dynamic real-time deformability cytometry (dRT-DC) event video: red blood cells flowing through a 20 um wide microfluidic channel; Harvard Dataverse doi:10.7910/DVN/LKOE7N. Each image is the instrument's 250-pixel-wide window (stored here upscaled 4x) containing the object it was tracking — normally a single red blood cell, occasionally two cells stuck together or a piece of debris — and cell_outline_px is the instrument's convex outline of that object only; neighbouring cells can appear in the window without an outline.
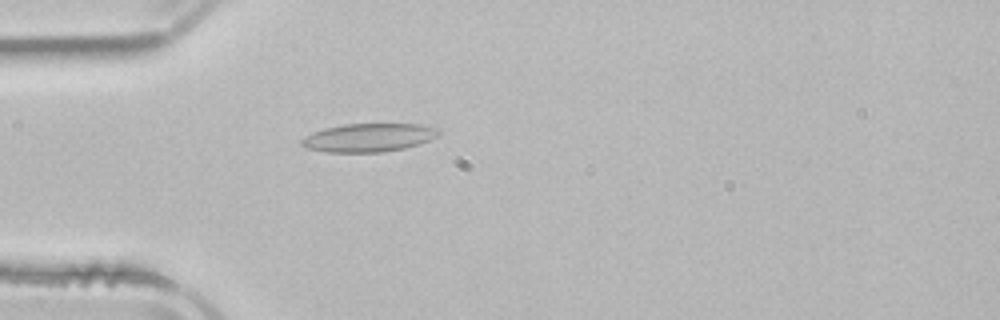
{"species": "common noctule bat (a hibernating species)", "species_latin": "Nyctalus noctula", "temperature_condition": "room temperature", "stored_images_in_passage": 38, "camera_frame_rate_fps": 3000, "um_per_image_px": 0.085, "animal": {"sex": "male", "body_mass_g": 21.5, "forearm_length_mm": 52.0}, "frame": {"image": 1, "passage_image": 1, "time_ms": 0.0, "image_size_px": [1000, 320], "cell_outline_px": [[440, 132], [436, 136], [428, 140], [404, 148], [384, 152], [328, 152], [304, 148], [300, 144], [300, 140], [304, 136], [312, 132], [324, 128], [344, 124], [420, 124], [440, 128]], "centroid_in_image_um": [31.28, 11.69], "position_along_channel_um": 53.7, "area_um2": 22.72}}
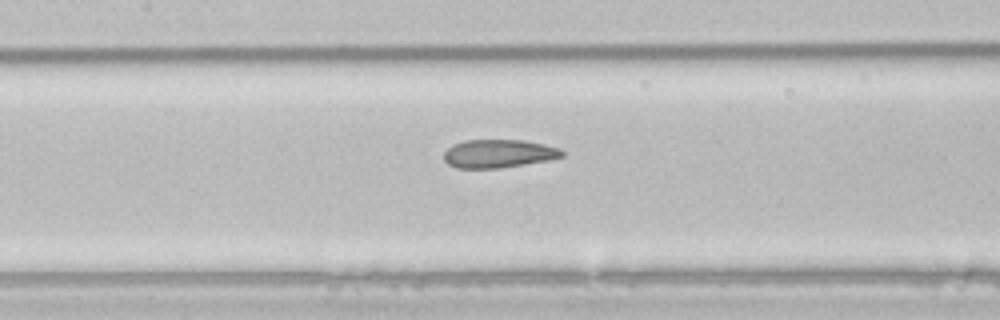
{"frame": {"image": 2, "passage_image": 10, "time_ms": 3.0, "image_size_px": [1000, 320], "cell_outline_px": [[564, 156], [548, 160], [500, 168], [456, 168], [448, 164], [444, 160], [444, 152], [452, 144], [464, 140], [524, 140], [544, 144], [560, 148], [564, 152]], "centroid_in_image_um": [42.37, 13.05], "position_along_channel_um": 165.0, "area_um2": 19.54}}
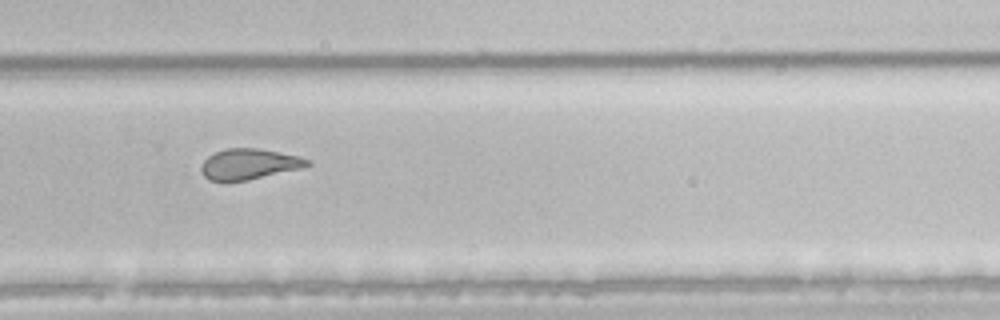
{"frame": {"image": 3, "passage_image": 21, "time_ms": 6.667, "image_size_px": [1000, 320], "cell_outline_px": [[312, 164], [304, 168], [248, 180], [208, 180], [200, 172], [200, 168], [204, 160], [208, 156], [224, 148], [260, 148], [300, 156], [312, 160]], "centroid_in_image_um": [21.22, 13.93], "position_along_channel_um": 308.6, "area_um2": 19.19}, "authors_computed_cell_mechanics": {"area_um2": 20.519, "velocity_mm_per_s": 3.9347, "shape_relaxation_time_tau1_ms": null, "shape_relaxation_time_tau2_ms": 2.0382, "deformation_change_tau1": null, "deformation_change_tau2": 0.091}}